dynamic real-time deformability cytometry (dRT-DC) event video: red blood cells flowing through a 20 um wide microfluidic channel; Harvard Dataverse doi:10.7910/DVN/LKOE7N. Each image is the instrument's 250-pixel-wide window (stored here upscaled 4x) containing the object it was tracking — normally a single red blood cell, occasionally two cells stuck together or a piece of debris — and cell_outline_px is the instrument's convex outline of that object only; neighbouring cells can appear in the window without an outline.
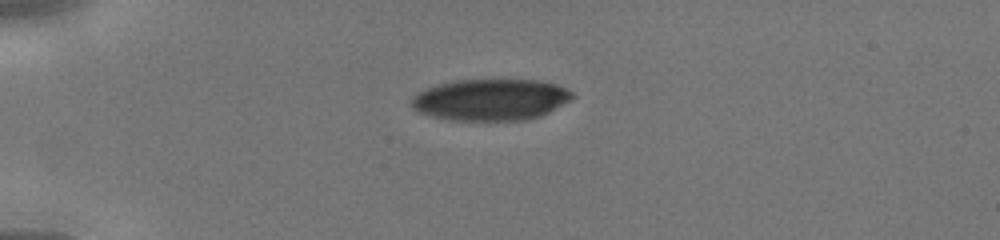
{"species": "human", "species_latin": "Homo sapiens", "temperature_condition": "cold", "stored_images_in_passage": 34, "camera_frame_rate_fps": 3000, "um_per_image_px": 0.085, "donor": {"sex": "male"}, "frame": {"image": 1, "passage_image": 1, "time_ms": 0.0, "image_size_px": [1000, 240], "cell_outline_px": [[576, 96], [572, 100], [540, 116], [524, 120], [452, 120], [432, 116], [420, 112], [412, 108], [412, 96], [424, 88], [456, 80], [540, 80], [556, 84], [572, 92]], "centroid_in_image_um": [41.72, 8.47], "position_along_channel_um": 43.3, "area_um2": 38.84}}
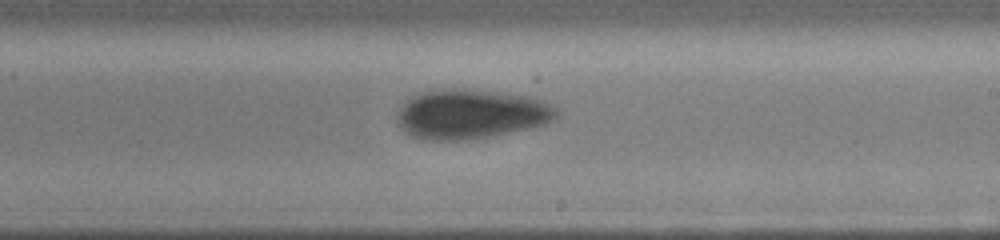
{"frame": {"image": 2, "passage_image": 17, "time_ms": 5.333, "image_size_px": [1000, 240], "cell_outline_px": [[556, 116], [552, 120], [544, 124], [508, 132], [488, 136], [464, 140], [420, 140], [412, 136], [400, 124], [396, 116], [400, 108], [412, 96], [424, 92], [452, 88], [464, 88], [508, 92], [528, 96], [544, 100], [556, 108]], "centroid_in_image_um": [40.04, 9.67], "position_along_channel_um": 249.0, "area_um2": 45.66}}
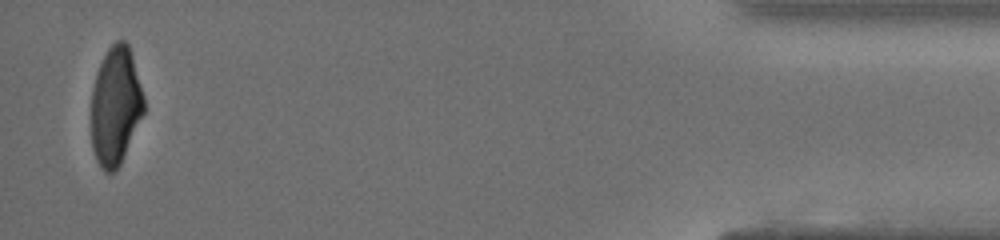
{"frame": {"image": 3, "passage_image": 33, "time_ms": 10.667, "image_size_px": [1000, 240], "cell_outline_px": [[144, 112], [120, 164], [112, 172], [104, 172], [96, 160], [92, 148], [92, 88], [96, 72], [108, 48], [116, 40], [124, 40], [128, 44], [132, 56], [144, 96]], "centroid_in_image_um": [9.81, 8.99], "position_along_channel_um": 425.4, "area_um2": 36.01}}